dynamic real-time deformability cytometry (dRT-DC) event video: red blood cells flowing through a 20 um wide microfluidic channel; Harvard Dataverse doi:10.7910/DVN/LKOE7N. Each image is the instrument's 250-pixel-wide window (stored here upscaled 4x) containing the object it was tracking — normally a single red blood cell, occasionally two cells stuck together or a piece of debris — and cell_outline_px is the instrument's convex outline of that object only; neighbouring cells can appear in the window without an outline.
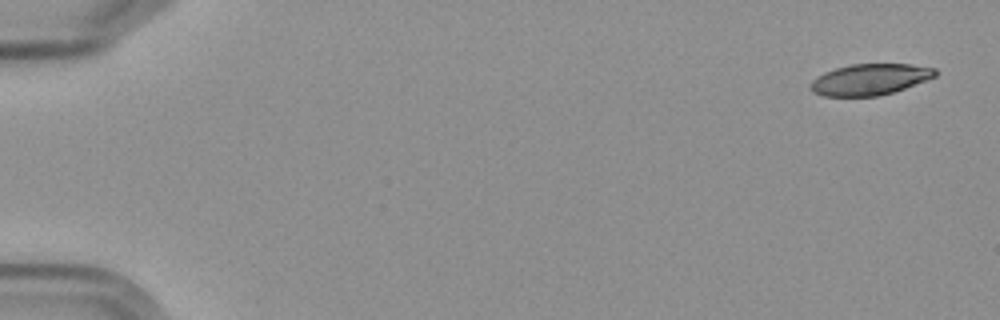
{"species": "Egyptian fruit bat (a non-hibernating species)", "species_latin": "Rousettus aegyptiacus", "temperature_condition": "cold", "stored_images_in_passage": 9, "camera_frame_rate_fps": 3000, "um_per_image_px": 0.085, "frame": {"image": 1, "passage_image": 1, "time_ms": 0.0, "image_size_px": [1000, 320], "cell_outline_px": [[936, 76], [904, 88], [892, 92], [876, 96], [824, 96], [812, 92], [808, 88], [812, 80], [816, 76], [824, 72], [836, 68], [852, 64], [912, 64], [936, 68]], "centroid_in_image_um": [73.89, 6.75], "position_along_channel_um": 11.1, "area_um2": 22.6}}
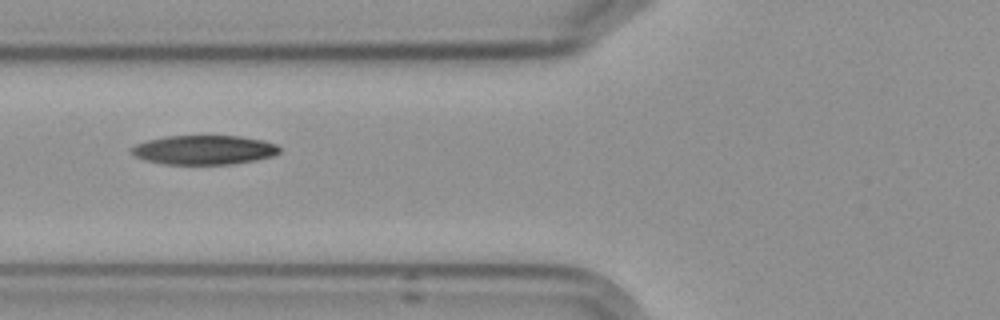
{"frame": {"image": 2, "passage_image": 7, "time_ms": 7.0, "image_size_px": [1000, 320], "cell_outline_px": [[280, 152], [272, 156], [256, 160], [232, 164], [164, 164], [148, 160], [136, 156], [132, 152], [132, 148], [136, 144], [148, 140], [164, 136], [240, 136], [264, 140], [276, 144], [280, 148]], "centroid_in_image_um": [17.39, 12.73], "position_along_channel_um": 108.4, "area_um2": 25.09}}
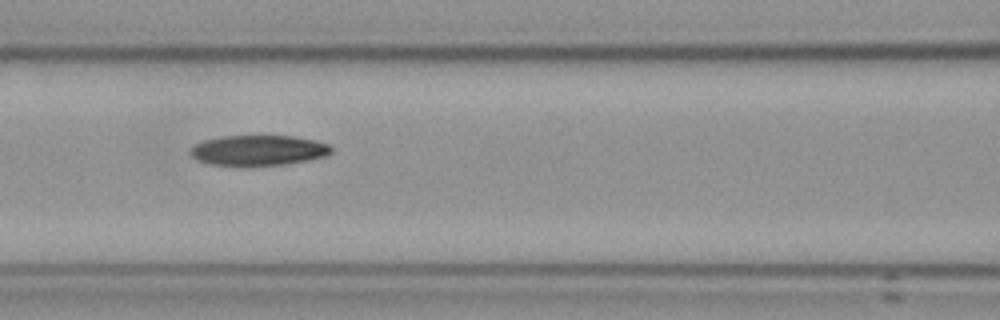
{"frame": {"image": 3, "passage_image": 8, "time_ms": 8.0, "image_size_px": [1000, 320], "cell_outline_px": [[332, 152], [324, 156], [284, 164], [248, 168], [240, 168], [212, 164], [196, 160], [188, 152], [196, 144], [204, 140], [224, 136], [296, 136], [316, 140], [328, 144], [332, 148]], "centroid_in_image_um": [21.92, 12.81], "position_along_channel_um": 144.7, "area_um2": 25.43}}